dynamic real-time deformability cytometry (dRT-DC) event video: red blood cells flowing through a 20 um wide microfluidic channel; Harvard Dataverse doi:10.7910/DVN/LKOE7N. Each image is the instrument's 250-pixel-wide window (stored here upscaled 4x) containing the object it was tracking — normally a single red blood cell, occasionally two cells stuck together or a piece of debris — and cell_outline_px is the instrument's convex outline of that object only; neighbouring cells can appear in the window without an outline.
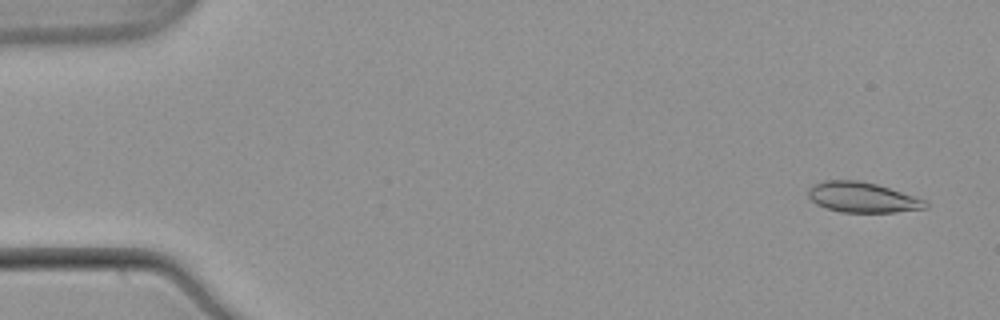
{"species": "common noctule bat (a hibernating species)", "species_latin": "Nyctalus noctula", "temperature_condition": "warm", "stored_images_in_passage": 53, "camera_frame_rate_fps": 3000, "um_per_image_px": 0.085, "animal": {"sex": "male", "body_mass_g": 21.5, "forearm_length_mm": 52.0}, "frame": {"image": 1, "passage_image": 3, "time_ms": 0.667, "image_size_px": [1000, 320], "cell_outline_px": [[928, 204], [924, 208], [896, 212], [840, 212], [816, 204], [808, 196], [808, 188], [812, 184], [824, 180], [860, 180], [876, 184], [924, 200]], "centroid_in_image_um": [73.23, 16.76], "position_along_channel_um": 11.8, "area_um2": 20.4}}
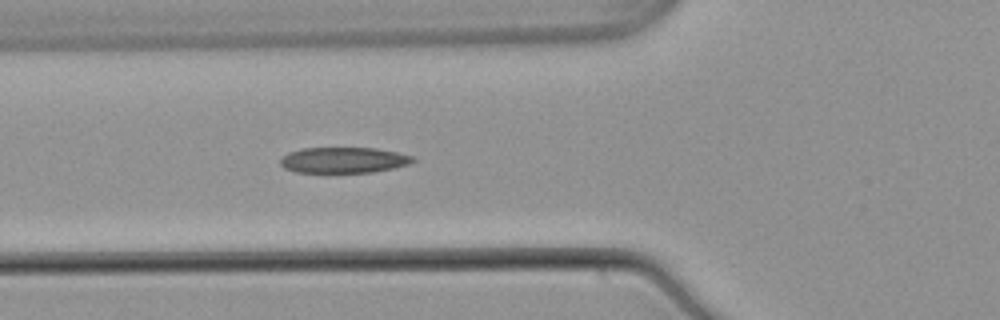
{"frame": {"image": 2, "passage_image": 20, "time_ms": 6.333, "image_size_px": [1000, 320], "cell_outline_px": [[416, 160], [408, 164], [392, 168], [372, 172], [296, 172], [284, 168], [280, 164], [280, 160], [288, 152], [304, 148], [376, 148], [396, 152], [412, 156]], "centroid_in_image_um": [29.19, 13.6], "position_along_channel_um": 96.6, "area_um2": 19.71}}
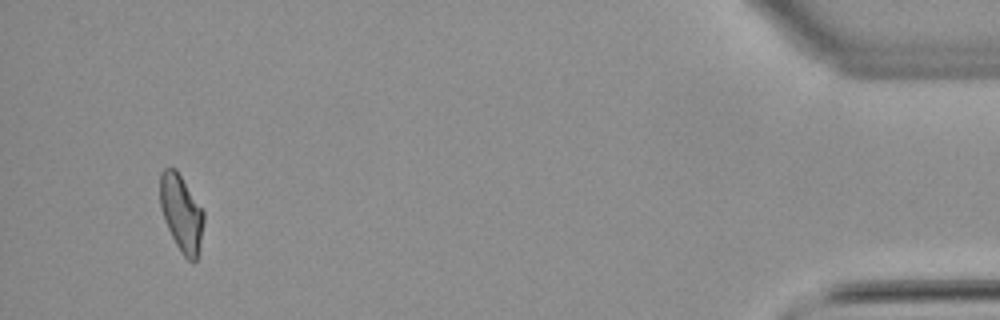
{"frame": {"image": 3, "passage_image": 51, "time_ms": 16.667, "image_size_px": [1000, 320], "cell_outline_px": [[204, 220], [200, 244], [196, 260], [192, 264], [180, 252], [164, 220], [160, 208], [160, 172], [164, 168], [176, 168], [204, 212]], "centroid_in_image_um": [15.4, 18.12], "position_along_channel_um": 419.8, "area_um2": 19.48}, "authors_computed_cell_mechanics": {"area_um2": 20.4034, "velocity_mm_per_s": 3.8663, "shape_relaxation_time_tau1_ms": 11.0814, "shape_relaxation_time_tau2_ms": 2.7422, "deformation_change_tau1": 0.2544, "deformation_change_tau2": 0.0853}}